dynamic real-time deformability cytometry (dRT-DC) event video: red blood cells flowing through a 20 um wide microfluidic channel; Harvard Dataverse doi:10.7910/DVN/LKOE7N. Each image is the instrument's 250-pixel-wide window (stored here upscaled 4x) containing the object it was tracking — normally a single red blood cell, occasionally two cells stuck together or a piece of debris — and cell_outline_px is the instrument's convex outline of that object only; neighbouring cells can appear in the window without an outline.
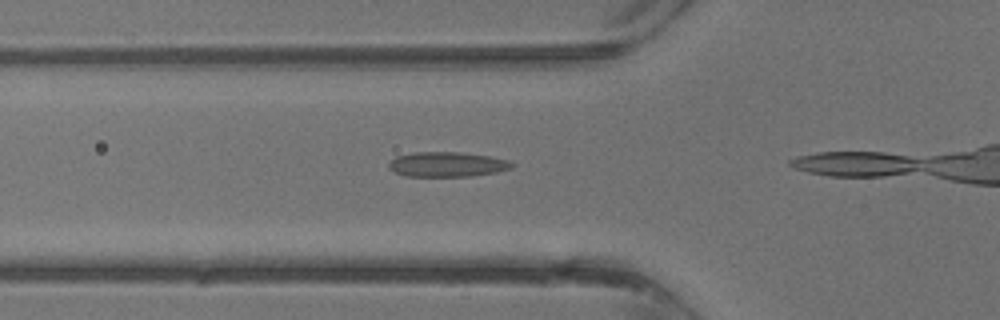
{"species": "common noctule bat (a hibernating species)", "species_latin": "Nyctalus noctula", "temperature_condition": "warm", "stored_images_in_passage": 4, "camera_frame_rate_fps": 3000, "um_per_image_px": 0.085, "animal": {"sex": "male", "body_mass_g": 13.3}, "frame": {"image": 1, "passage_image": 3, "time_ms": 0.667, "image_size_px": [1000, 320], "cell_outline_px": [[516, 164], [512, 168], [496, 172], [468, 176], [404, 176], [388, 168], [388, 164], [396, 156], [412, 152], [460, 152], [488, 156], [508, 160]], "centroid_in_image_um": [38.0, 13.97], "position_along_channel_um": 87.8, "area_um2": 17.8}}